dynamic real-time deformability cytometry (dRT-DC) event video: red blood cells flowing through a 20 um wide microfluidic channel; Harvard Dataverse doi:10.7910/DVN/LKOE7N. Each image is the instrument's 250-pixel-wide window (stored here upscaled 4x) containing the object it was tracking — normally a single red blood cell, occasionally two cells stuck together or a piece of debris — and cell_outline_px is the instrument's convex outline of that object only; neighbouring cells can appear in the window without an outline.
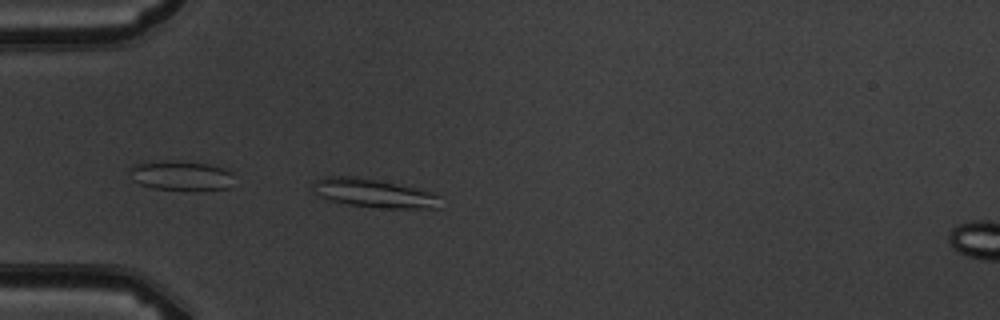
{"species": "common noctule bat (a hibernating species)", "species_latin": "Nyctalus noctula", "temperature_condition": "warm", "stored_images_in_passage": 3, "camera_frame_rate_fps": 3000, "um_per_image_px": 0.085, "animal": {"sex": "male", "body_mass_g": 19.5, "forearm_length_mm": 54.6}, "frame": {"image": 1, "passage_image": 3, "time_ms": 2.667, "image_size_px": [1000, 320], "cell_outline_px": [[440, 208], [380, 208], [348, 204], [332, 200], [320, 196], [312, 192], [312, 184], [316, 180], [324, 176], [356, 176], [376, 180], [412, 188], [428, 192], [440, 196]], "centroid_in_image_um": [31.71, 16.42], "position_along_channel_um": 53.3, "area_um2": 20.92}}